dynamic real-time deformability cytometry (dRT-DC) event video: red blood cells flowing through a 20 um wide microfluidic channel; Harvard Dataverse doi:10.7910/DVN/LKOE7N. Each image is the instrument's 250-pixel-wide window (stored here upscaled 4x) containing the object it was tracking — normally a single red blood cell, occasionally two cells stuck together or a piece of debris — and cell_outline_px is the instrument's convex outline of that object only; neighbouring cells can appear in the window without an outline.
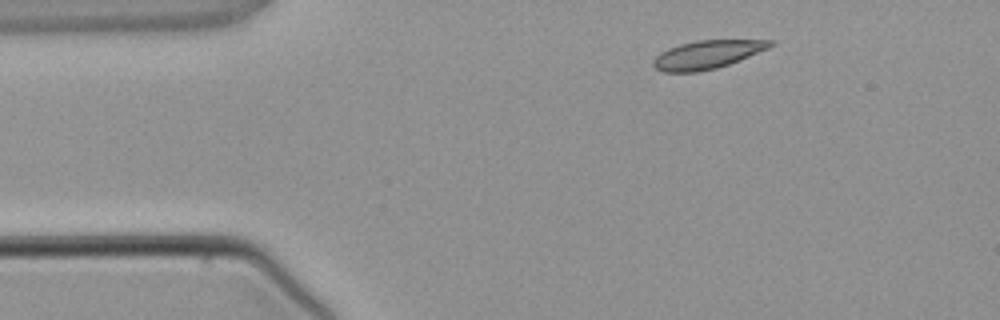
{"species": "common noctule bat (a hibernating species)", "species_latin": "Nyctalus noctula", "temperature_condition": "warm", "stored_images_in_passage": 2, "segment_of_instrument_passage": [2, 2], "camera_frame_rate_fps": 3000, "um_per_image_px": 0.085, "animal": {"sex": "male", "body_mass_g": 21.5, "forearm_length_mm": 52.0}, "frame": {"image": 1, "passage_image": 2, "time_ms": 2.0, "image_size_px": [1000, 320], "cell_outline_px": [[776, 44], [768, 48], [740, 60], [716, 68], [696, 72], [664, 72], [656, 68], [652, 64], [652, 60], [660, 52], [668, 48], [680, 44], [696, 40], [776, 40]], "centroid_in_image_um": [60.11, 4.63], "position_along_channel_um": 24.9, "area_um2": 19.31}}